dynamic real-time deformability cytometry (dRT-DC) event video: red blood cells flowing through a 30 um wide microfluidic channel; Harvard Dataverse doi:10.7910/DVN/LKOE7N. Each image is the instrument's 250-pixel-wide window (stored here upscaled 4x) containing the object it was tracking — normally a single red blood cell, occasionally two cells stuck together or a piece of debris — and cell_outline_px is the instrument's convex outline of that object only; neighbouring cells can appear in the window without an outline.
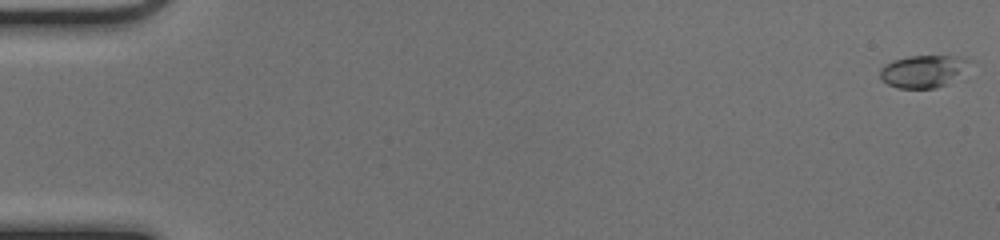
{"species": "common noctule bat (a hibernating species)", "species_latin": "Nyctalus noctula", "temperature_condition": "cold", "stored_images_in_passage": 52, "camera_frame_rate_fps": 3000, "um_per_image_px": 0.085, "animal": {"sex": "female", "body_mass_g": 17.0, "forearm_length_mm": 48.0}, "frame": {"image": 1, "passage_image": 1, "time_ms": 0.0, "image_size_px": [1000, 240], "cell_outline_px": [[972, 60], [948, 84], [936, 88], [900, 88], [888, 84], [880, 76], [880, 68], [884, 64], [892, 60], [908, 56], [964, 56]], "centroid_in_image_um": [78.44, 6.04], "position_along_channel_um": 6.6, "area_um2": 16.7}}
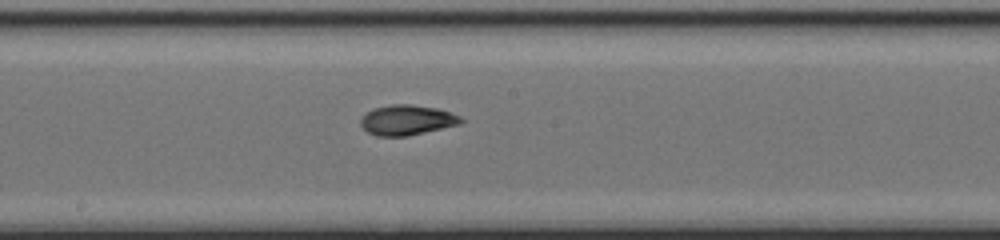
{"frame": {"image": 2, "passage_image": 29, "time_ms": 9.333, "image_size_px": [1000, 240], "cell_outline_px": [[464, 120], [460, 124], [408, 136], [376, 136], [368, 132], [360, 124], [360, 116], [364, 112], [372, 108], [392, 104], [408, 104], [436, 108], [460, 116]], "centroid_in_image_um": [34.53, 10.2], "position_along_channel_um": 213.7, "area_um2": 17.69}}
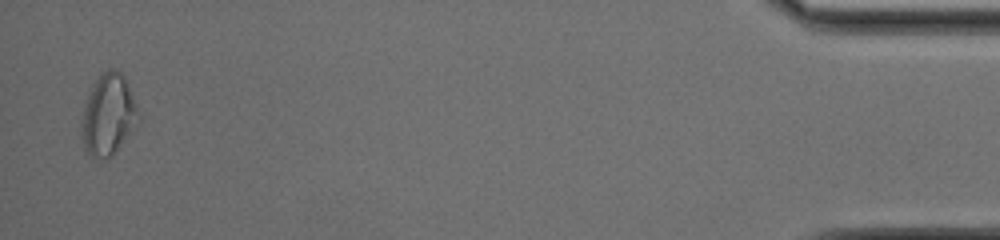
{"frame": {"image": 3, "passage_image": 51, "time_ms": 16.667, "image_size_px": [1000, 240], "cell_outline_px": [[140, 124], [112, 156], [104, 160], [88, 156], [84, 152], [80, 124], [84, 104], [88, 92], [92, 84], [108, 68], [112, 68], [120, 72], [124, 76], [140, 116]], "centroid_in_image_um": [9.19, 9.82], "position_along_channel_um": 426.0, "area_um2": 27.46}, "authors_computed_cell_mechanics": {"area_um2": 16.9065, "velocity_mm_per_s": 4.0754, "shape_relaxation_time_tau1_ms": 5.2172, "shape_relaxation_time_tau2_ms": 2.7202, "deformation_change_tau1": 0.1693, "deformation_change_tau2": 0.0798}}